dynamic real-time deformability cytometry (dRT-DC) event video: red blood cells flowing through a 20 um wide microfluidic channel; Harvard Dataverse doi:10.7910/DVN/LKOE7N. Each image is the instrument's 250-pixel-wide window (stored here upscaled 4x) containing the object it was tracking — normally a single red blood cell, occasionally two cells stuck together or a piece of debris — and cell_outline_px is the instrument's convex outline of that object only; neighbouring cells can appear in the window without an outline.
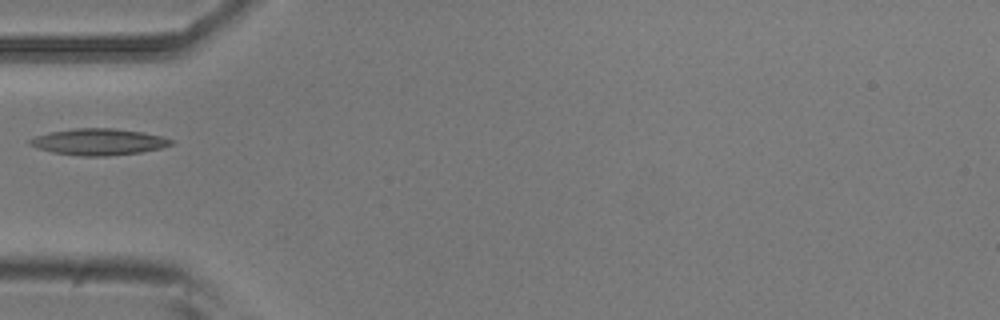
{"species": "common noctule bat (a hibernating species)", "species_latin": "Nyctalus noctula", "temperature_condition": "room temperature", "stored_images_in_passage": 3, "camera_frame_rate_fps": 3000, "um_per_image_px": 0.085, "animal": {"sex": "male", "body_mass_g": 20.5, "forearm_length_mm": 52.5}, "frame": {"image": 1, "passage_image": 2, "time_ms": 2.0, "image_size_px": [1000, 320], "cell_outline_px": [[176, 144], [160, 148], [140, 152], [104, 156], [80, 156], [52, 152], [28, 144], [28, 140], [36, 136], [48, 132], [76, 128], [112, 128], [144, 132], [176, 140]], "centroid_in_image_um": [8.42, 12.05], "position_along_channel_um": 76.6, "area_um2": 21.79}}
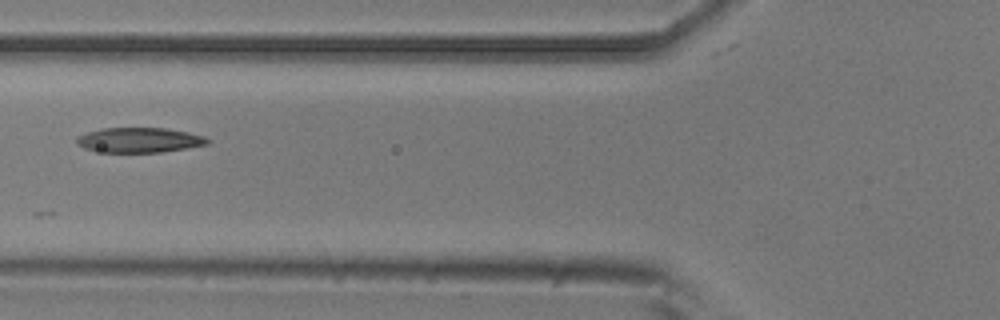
{"frame": {"image": 2, "passage_image": 3, "time_ms": 3.0, "image_size_px": [1000, 320], "cell_outline_px": [[212, 140], [208, 144], [188, 148], [160, 152], [104, 152], [84, 148], [76, 144], [76, 136], [100, 128], [164, 128], [188, 132], [204, 136]], "centroid_in_image_um": [11.85, 11.9], "position_along_channel_um": 114.0, "area_um2": 19.07}}